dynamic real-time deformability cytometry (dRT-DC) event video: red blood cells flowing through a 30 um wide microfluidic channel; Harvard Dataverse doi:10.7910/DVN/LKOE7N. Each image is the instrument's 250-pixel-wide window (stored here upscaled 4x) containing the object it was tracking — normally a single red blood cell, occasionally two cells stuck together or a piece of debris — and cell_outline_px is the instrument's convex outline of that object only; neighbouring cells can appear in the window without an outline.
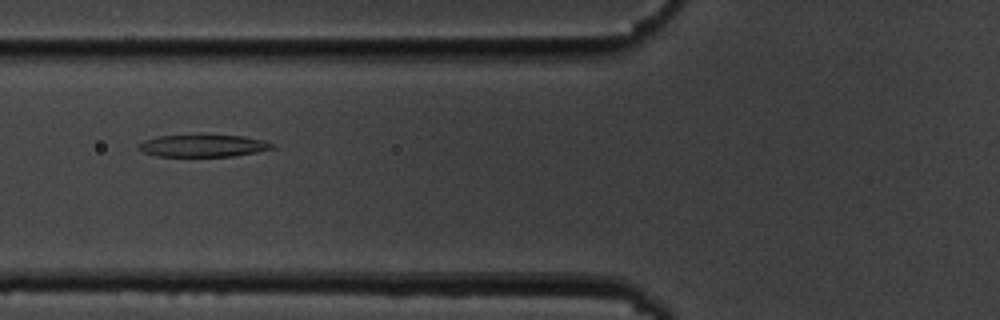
{"species": "common noctule bat (a hibernating species)", "species_latin": "Nyctalus noctula", "temperature_condition": "cold", "stored_images_in_passage": 3, "camera_frame_rate_fps": 3000, "um_per_image_px": 0.085, "animal": {"sex": "male", "body_mass_g": 19.5, "forearm_length_mm": 54.6}, "frame": {"image": 1, "passage_image": 2, "time_ms": 1.0, "image_size_px": [1000, 320], "cell_outline_px": [[272, 148], [256, 152], [232, 156], [156, 156], [144, 152], [136, 148], [136, 144], [144, 140], [156, 136], [200, 132], [244, 136], [264, 140], [272, 144]], "centroid_in_image_um": [17.17, 12.33], "position_along_channel_um": 108.6, "area_um2": 18.21}}
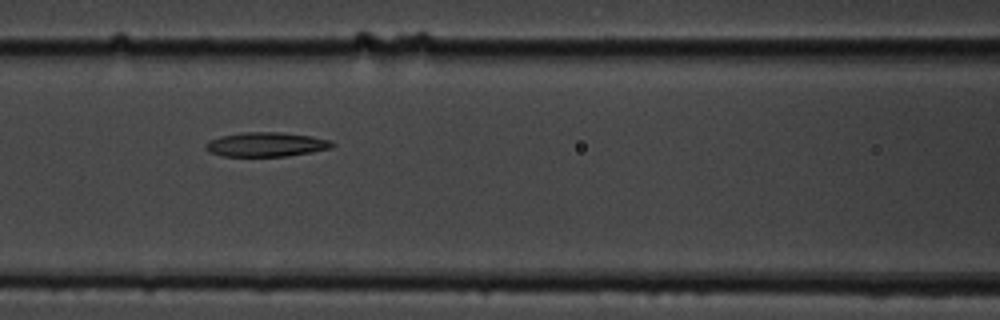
{"frame": {"image": 2, "passage_image": 3, "time_ms": 2.0, "image_size_px": [1000, 320], "cell_outline_px": [[336, 144], [332, 148], [312, 152], [288, 156], [220, 156], [208, 152], [204, 148], [204, 144], [208, 140], [220, 136], [244, 132], [280, 132], [312, 136], [332, 140]], "centroid_in_image_um": [22.62, 12.28], "position_along_channel_um": 144.0, "area_um2": 18.26}}